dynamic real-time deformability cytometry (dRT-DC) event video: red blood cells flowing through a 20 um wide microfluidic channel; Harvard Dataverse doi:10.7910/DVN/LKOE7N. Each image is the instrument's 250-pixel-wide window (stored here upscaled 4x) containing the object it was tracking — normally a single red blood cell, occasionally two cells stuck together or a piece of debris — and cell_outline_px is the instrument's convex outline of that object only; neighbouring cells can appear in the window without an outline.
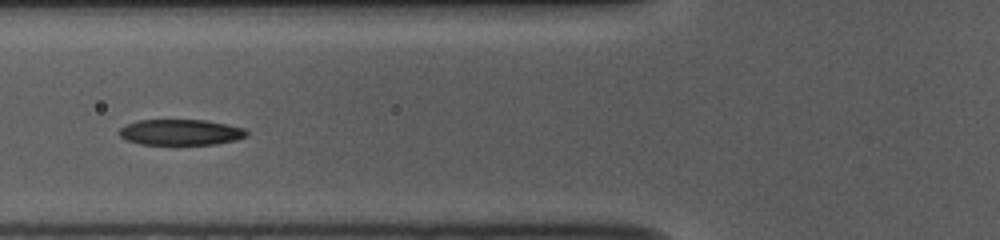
{"species": "common noctule bat (a hibernating species)", "species_latin": "Nyctalus noctula", "temperature_condition": "room temperature", "stored_images_in_passage": 37, "segment_of_instrument_passage": [2, 2], "camera_frame_rate_fps": 3000, "um_per_image_px": 0.085, "animal": {"sex": "female", "body_mass_g": 10.0, "forearm_length_mm": 53.1}, "frame": {"image": 1, "passage_image": 17, "time_ms": 5.333, "image_size_px": [1000, 240], "cell_outline_px": [[248, 136], [236, 140], [216, 144], [140, 144], [128, 140], [120, 136], [120, 128], [128, 124], [140, 120], [204, 120], [244, 128], [248, 132]], "centroid_in_image_um": [15.39, 11.24], "position_along_channel_um": 110.4, "area_um2": 18.9}}
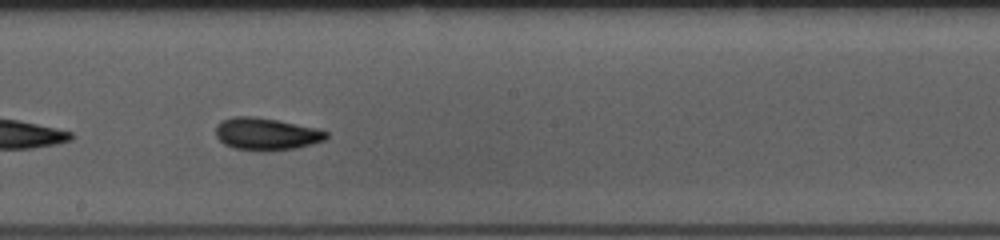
{"frame": {"image": 2, "passage_image": 26, "time_ms": 8.333, "image_size_px": [1000, 240], "cell_outline_px": [[328, 136], [324, 140], [312, 144], [296, 148], [264, 152], [260, 152], [232, 148], [224, 144], [216, 136], [216, 124], [220, 120], [236, 116], [252, 116], [276, 120], [320, 128], [328, 132]], "centroid_in_image_um": [22.63, 11.4], "position_along_channel_um": 225.6, "area_um2": 21.15}}
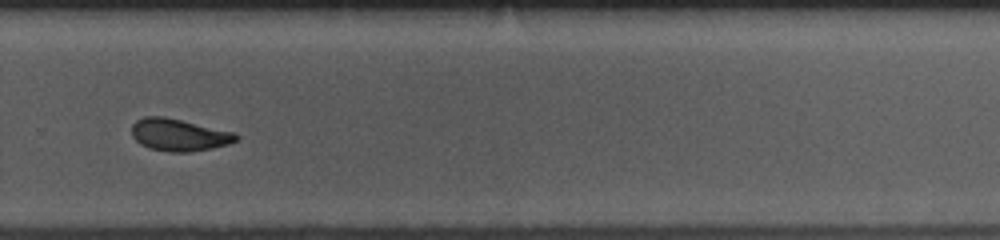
{"frame": {"image": 3, "passage_image": 33, "time_ms": 10.667, "image_size_px": [1000, 240], "cell_outline_px": [[240, 136], [236, 140], [228, 144], [212, 148], [188, 152], [168, 152], [148, 148], [140, 144], [132, 136], [132, 124], [136, 120], [144, 116], [164, 116], [236, 132]], "centroid_in_image_um": [15.21, 11.46], "position_along_channel_um": 314.6, "area_um2": 19.77}}